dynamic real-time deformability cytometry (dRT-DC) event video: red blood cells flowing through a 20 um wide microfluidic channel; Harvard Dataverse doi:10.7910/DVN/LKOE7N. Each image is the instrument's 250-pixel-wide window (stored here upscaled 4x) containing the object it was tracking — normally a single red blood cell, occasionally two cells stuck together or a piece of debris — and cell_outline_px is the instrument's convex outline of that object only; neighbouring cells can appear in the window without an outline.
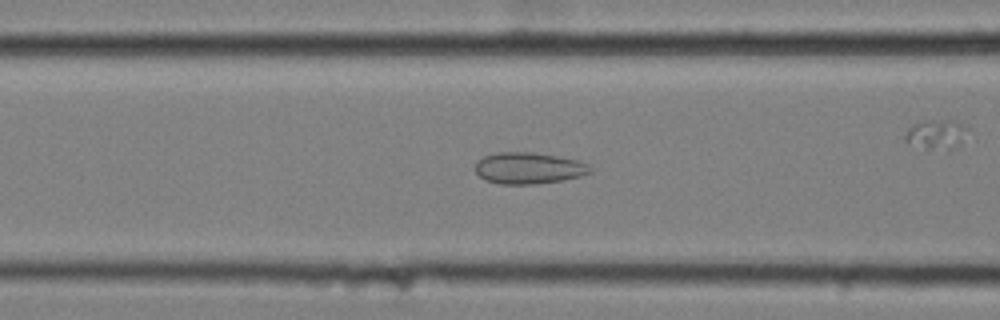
{"species": "common noctule bat (a hibernating species)", "species_latin": "Nyctalus noctula", "temperature_condition": "cold", "stored_images_in_passage": 46, "camera_frame_rate_fps": 3000, "um_per_image_px": 0.085, "animal": {"sex": "female", "body_mass_g": 25.1}, "frame": {"image": 1, "passage_image": 24, "time_ms": 7.667, "image_size_px": [1000, 320], "cell_outline_px": [[592, 172], [580, 176], [560, 180], [536, 184], [500, 184], [484, 180], [476, 172], [476, 164], [484, 156], [496, 152], [532, 152], [580, 160], [588, 164], [592, 168]], "centroid_in_image_um": [44.95, 14.29], "position_along_channel_um": 121.6, "area_um2": 21.04}}
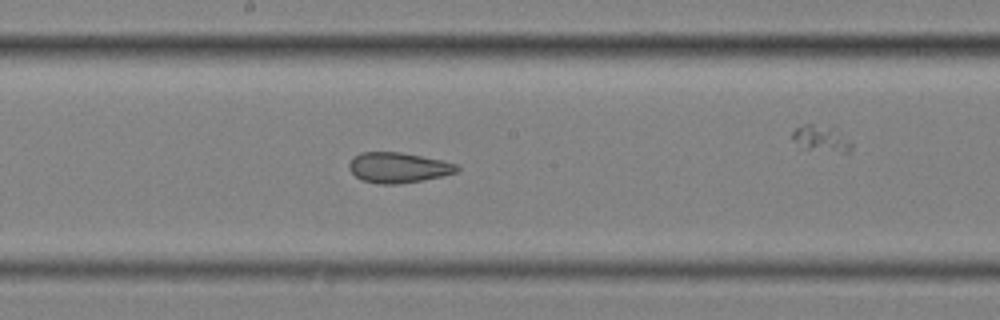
{"frame": {"image": 2, "passage_image": 32, "time_ms": 10.333, "image_size_px": [1000, 320], "cell_outline_px": [[460, 168], [456, 172], [440, 176], [420, 180], [396, 184], [376, 184], [360, 180], [348, 168], [348, 164], [352, 156], [360, 152], [400, 152], [440, 160], [456, 164]], "centroid_in_image_um": [33.77, 14.24], "position_along_channel_um": 214.4, "area_um2": 18.96}}
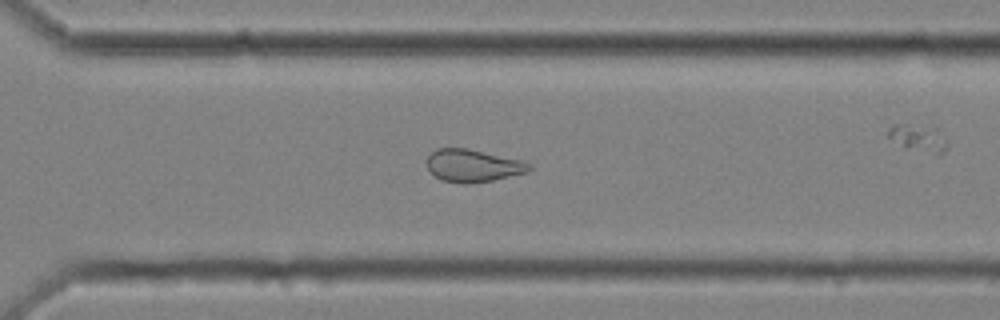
{"frame": {"image": 3, "passage_image": 42, "time_ms": 13.667, "image_size_px": [1000, 320], "cell_outline_px": [[532, 168], [528, 172], [492, 180], [468, 184], [464, 184], [440, 180], [428, 168], [424, 160], [436, 148], [468, 148], [520, 160], [532, 164]], "centroid_in_image_um": [40.17, 14.08], "position_along_channel_um": 330.4, "area_um2": 19.48}}